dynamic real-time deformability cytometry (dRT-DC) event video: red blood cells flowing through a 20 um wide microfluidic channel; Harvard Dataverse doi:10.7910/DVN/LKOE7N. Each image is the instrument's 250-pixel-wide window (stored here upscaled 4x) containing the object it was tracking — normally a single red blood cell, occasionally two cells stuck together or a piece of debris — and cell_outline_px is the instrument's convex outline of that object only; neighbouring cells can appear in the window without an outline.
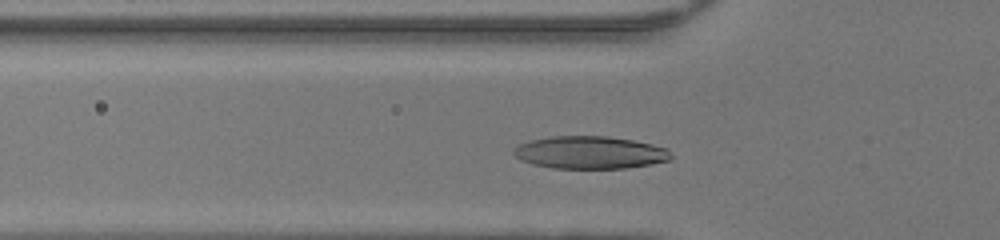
{"species": "human", "species_latin": "Homo sapiens", "temperature_condition": "warm", "stored_images_in_passage": 32, "camera_frame_rate_fps": 3000, "um_per_image_px": 0.085, "donor": {"sex": "female"}, "frame": {"image": 1, "passage_image": 9, "time_ms": 2.667, "image_size_px": [1000, 240], "cell_outline_px": [[672, 160], [652, 164], [628, 168], [552, 168], [532, 164], [520, 160], [512, 152], [520, 144], [532, 140], [548, 136], [608, 136], [632, 140], [652, 144], [668, 148], [672, 156]], "centroid_in_image_um": [50.19, 12.96], "position_along_channel_um": 75.6, "area_um2": 30.0}}
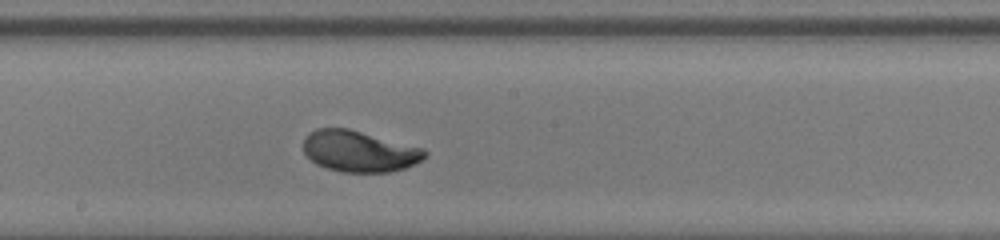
{"frame": {"image": 2, "passage_image": 19, "time_ms": 6.0, "image_size_px": [1000, 240], "cell_outline_px": [[428, 156], [404, 168], [388, 172], [340, 172], [316, 164], [304, 152], [304, 136], [308, 132], [316, 128], [348, 128], [424, 148], [428, 152]], "centroid_in_image_um": [30.52, 12.84], "position_along_channel_um": 217.7, "area_um2": 29.13}}
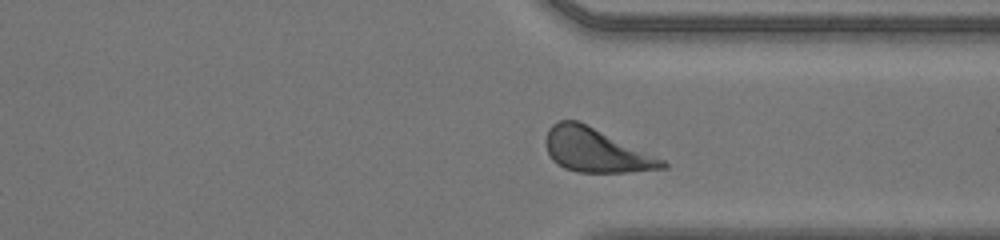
{"frame": {"image": 3, "passage_image": 29, "time_ms": 9.333, "image_size_px": [1000, 240], "cell_outline_px": [[668, 168], [628, 172], [576, 172], [564, 168], [556, 164], [552, 160], [544, 144], [544, 140], [548, 128], [552, 124], [560, 120], [576, 120], [664, 160], [668, 164]], "centroid_in_image_um": [50.59, 12.79], "position_along_channel_um": 360.8, "area_um2": 29.42}, "authors_computed_cell_mechanics": {"area_um2": 29.2468, "velocity_mm_per_s": 4.2744, "shape_relaxation_time_tau1_ms": 2.1647, "shape_relaxation_time_tau2_ms": null, "deformation_change_tau1": 0.1571, "deformation_change_tau2": null}}